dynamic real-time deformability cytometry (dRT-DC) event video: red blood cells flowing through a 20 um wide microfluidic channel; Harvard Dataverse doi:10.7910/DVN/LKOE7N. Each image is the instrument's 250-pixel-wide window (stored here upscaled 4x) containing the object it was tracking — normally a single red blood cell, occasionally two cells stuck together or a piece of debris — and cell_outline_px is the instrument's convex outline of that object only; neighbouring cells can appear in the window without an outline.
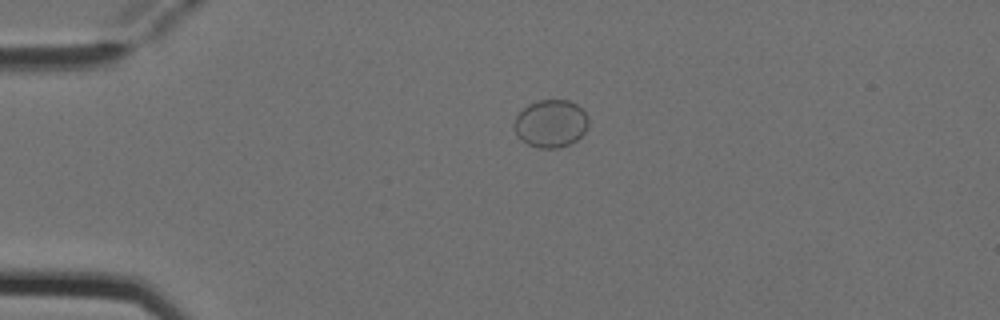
{"species": "Egyptian fruit bat (a non-hibernating species)", "species_latin": "Rousettus aegyptiacus", "temperature_condition": "cold", "stored_images_in_passage": 2, "camera_frame_rate_fps": 3000, "um_per_image_px": 0.085, "animal": {"sex": "female"}, "frame": {"image": 1, "passage_image": 1, "time_ms": 0.0, "image_size_px": [1000, 320], "cell_outline_px": [[588, 128], [576, 140], [568, 144], [556, 148], [540, 148], [528, 144], [520, 140], [516, 136], [512, 124], [516, 116], [528, 104], [540, 100], [568, 100], [576, 104], [588, 116]], "centroid_in_image_um": [46.78, 10.5], "position_along_channel_um": 38.2, "area_um2": 20.69}}